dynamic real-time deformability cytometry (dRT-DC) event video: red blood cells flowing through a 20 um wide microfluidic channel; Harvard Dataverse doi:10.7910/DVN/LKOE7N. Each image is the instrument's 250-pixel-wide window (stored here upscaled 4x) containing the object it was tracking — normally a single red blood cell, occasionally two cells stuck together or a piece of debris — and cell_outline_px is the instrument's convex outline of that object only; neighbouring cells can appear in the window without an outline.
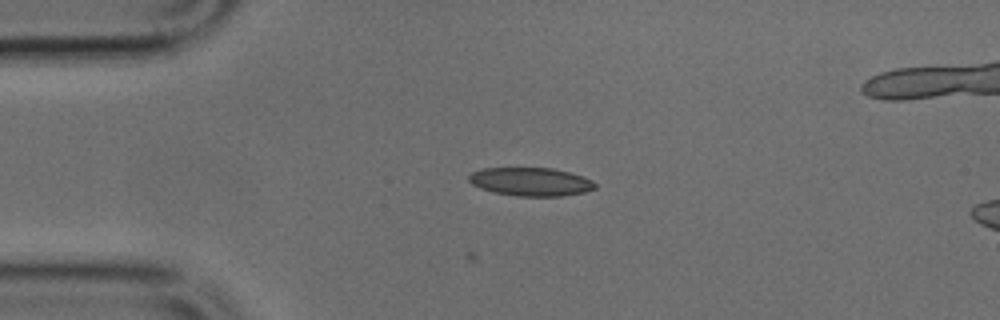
{"species": "common noctule bat (a hibernating species)", "species_latin": "Nyctalus noctula", "temperature_condition": "cold", "stored_images_in_passage": 28, "camera_frame_rate_fps": 3000, "um_per_image_px": 0.085, "animal": {"sex": "male", "body_mass_g": 17.9, "forearm_length_mm": 54.2}, "frame": {"image": 1, "passage_image": 1, "time_ms": 0.0, "image_size_px": [1000, 320], "cell_outline_px": [[596, 188], [584, 192], [560, 196], [516, 196], [492, 192], [480, 188], [472, 184], [468, 180], [468, 176], [472, 172], [484, 168], [552, 168], [568, 172], [592, 180], [596, 184]], "centroid_in_image_um": [45.08, 15.45], "position_along_channel_um": 39.9, "area_um2": 20.81}}
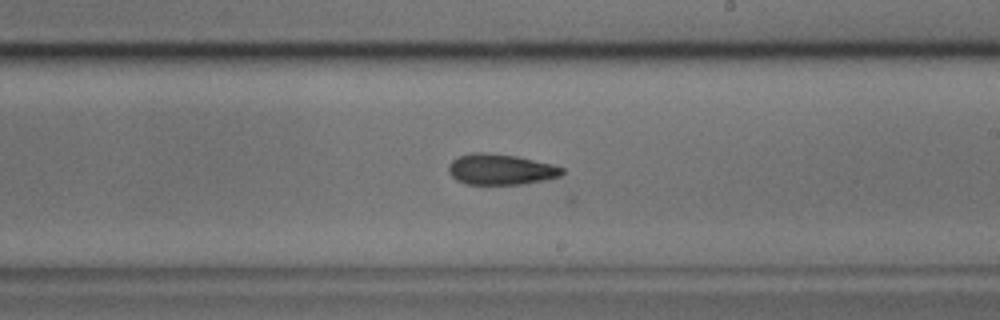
{"frame": {"image": 2, "passage_image": 18, "time_ms": 5.667, "image_size_px": [1000, 320], "cell_outline_px": [[564, 172], [560, 176], [544, 180], [520, 184], [464, 184], [456, 180], [448, 172], [448, 164], [452, 160], [460, 156], [472, 152], [484, 152], [516, 156], [552, 164], [564, 168]], "centroid_in_image_um": [42.53, 14.4], "position_along_channel_um": 246.5, "area_um2": 20.35}}
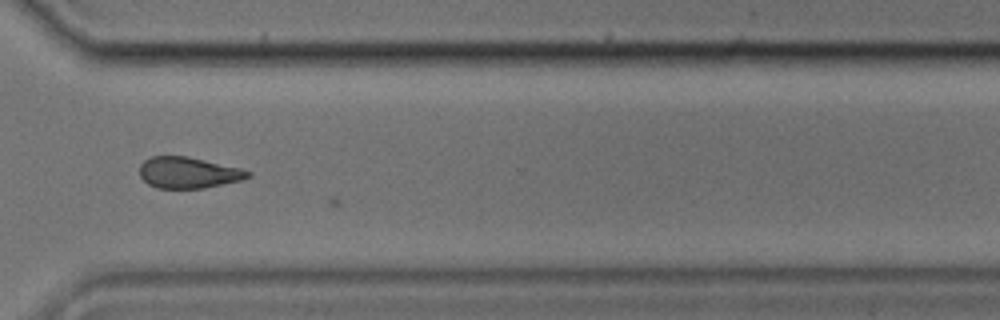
{"frame": {"image": 3, "passage_image": 26, "time_ms": 8.333, "image_size_px": [1000, 320], "cell_outline_px": [[252, 176], [240, 180], [204, 188], [156, 188], [148, 184], [140, 176], [140, 164], [144, 160], [152, 156], [188, 156], [240, 168], [252, 172]], "centroid_in_image_um": [16.0, 14.67], "position_along_channel_um": 354.6, "area_um2": 19.65}}